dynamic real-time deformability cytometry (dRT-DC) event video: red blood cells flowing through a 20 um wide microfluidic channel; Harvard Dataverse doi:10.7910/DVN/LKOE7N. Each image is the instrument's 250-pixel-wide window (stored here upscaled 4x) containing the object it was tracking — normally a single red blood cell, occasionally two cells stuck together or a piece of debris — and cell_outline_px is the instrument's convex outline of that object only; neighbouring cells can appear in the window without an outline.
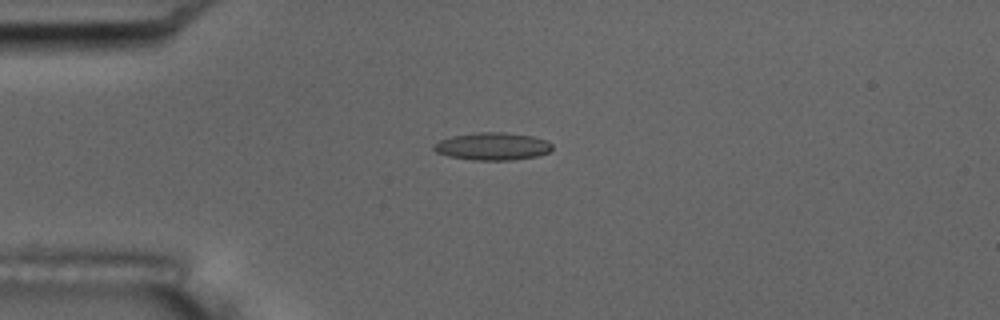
{"species": "common noctule bat (a hibernating species)", "species_latin": "Nyctalus noctula", "temperature_condition": "room temperature", "stored_images_in_passage": 6, "camera_frame_rate_fps": 3000, "um_per_image_px": 0.085, "animal": {"sex": "male", "body_mass_g": 17.5, "forearm_length_mm": 52.3}, "frame": {"image": 1, "passage_image": 4, "time_ms": 4.333, "image_size_px": [1000, 320], "cell_outline_px": [[552, 148], [548, 152], [540, 156], [512, 160], [472, 160], [448, 156], [436, 152], [432, 148], [440, 140], [452, 136], [480, 132], [508, 132], [532, 136], [544, 140], [552, 144]], "centroid_in_image_um": [41.88, 12.44], "position_along_channel_um": 43.1, "area_um2": 19.02}}